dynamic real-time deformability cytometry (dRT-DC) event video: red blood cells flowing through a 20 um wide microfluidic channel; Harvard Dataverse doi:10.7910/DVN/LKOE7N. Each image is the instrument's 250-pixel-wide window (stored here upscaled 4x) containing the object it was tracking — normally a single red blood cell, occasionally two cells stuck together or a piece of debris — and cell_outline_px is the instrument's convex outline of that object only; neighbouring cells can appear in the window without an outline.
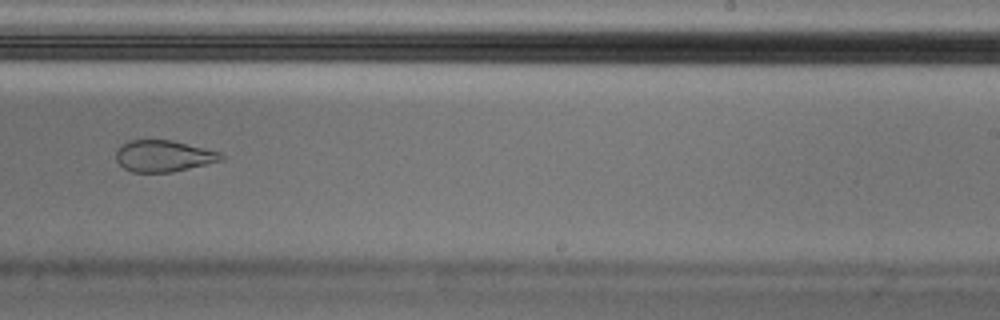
{"species": "Egyptian fruit bat (a non-hibernating species)", "species_latin": "Rousettus aegyptiacus", "temperature_condition": "cold", "stored_images_in_passage": 9, "camera_frame_rate_fps": 3000, "um_per_image_px": 0.085, "animal": {"sex": "male"}, "frame": {"image": 1, "passage_image": 8, "time_ms": 2.333, "image_size_px": [1000, 320], "cell_outline_px": [[224, 160], [172, 172], [132, 172], [124, 168], [116, 160], [116, 152], [120, 144], [128, 140], [172, 140], [220, 152], [224, 156]], "centroid_in_image_um": [13.88, 13.25], "position_along_channel_um": 275.1, "area_um2": 19.31}}